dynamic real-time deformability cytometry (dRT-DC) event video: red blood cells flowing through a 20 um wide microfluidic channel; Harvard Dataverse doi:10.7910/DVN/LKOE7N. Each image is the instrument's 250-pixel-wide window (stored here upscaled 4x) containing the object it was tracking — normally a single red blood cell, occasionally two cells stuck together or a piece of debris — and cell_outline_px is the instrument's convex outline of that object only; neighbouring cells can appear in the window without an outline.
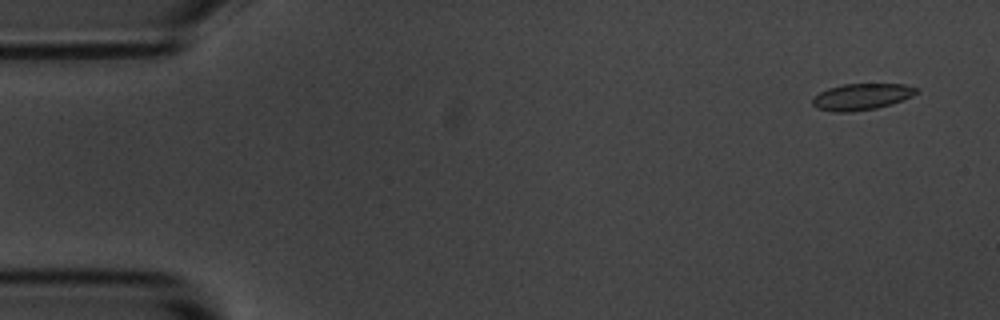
{"species": "common noctule bat (a hibernating species)", "species_latin": "Nyctalus noctula", "temperature_condition": "room temperature", "stored_images_in_passage": 4, "camera_frame_rate_fps": 3000, "um_per_image_px": 0.085, "animal": {"sex": "male", "body_mass_g": 20.1, "forearm_length_mm": 53.5}, "frame": {"image": 1, "passage_image": 1, "time_ms": 0.0, "image_size_px": [1000, 320], "cell_outline_px": [[920, 92], [912, 96], [892, 104], [876, 108], [848, 112], [832, 112], [816, 108], [812, 104], [812, 96], [828, 88], [844, 84], [904, 84], [920, 88]], "centroid_in_image_um": [73.24, 8.22], "position_along_channel_um": 11.8, "area_um2": 16.18}}
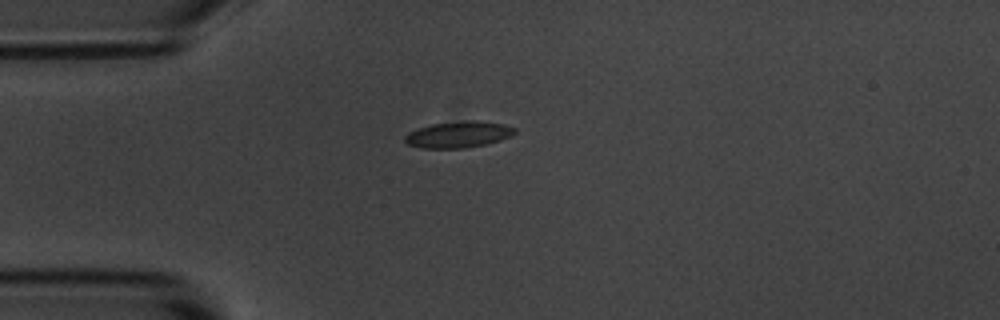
{"frame": {"image": 2, "passage_image": 4, "time_ms": 1.0, "image_size_px": [1000, 320], "cell_outline_px": [[516, 132], [512, 136], [500, 140], [484, 144], [464, 148], [420, 148], [408, 144], [404, 140], [404, 136], [408, 132], [432, 124], [464, 120], [476, 120], [504, 124], [516, 128]], "centroid_in_image_um": [38.98, 11.43], "position_along_channel_um": 46.0, "area_um2": 16.88}}